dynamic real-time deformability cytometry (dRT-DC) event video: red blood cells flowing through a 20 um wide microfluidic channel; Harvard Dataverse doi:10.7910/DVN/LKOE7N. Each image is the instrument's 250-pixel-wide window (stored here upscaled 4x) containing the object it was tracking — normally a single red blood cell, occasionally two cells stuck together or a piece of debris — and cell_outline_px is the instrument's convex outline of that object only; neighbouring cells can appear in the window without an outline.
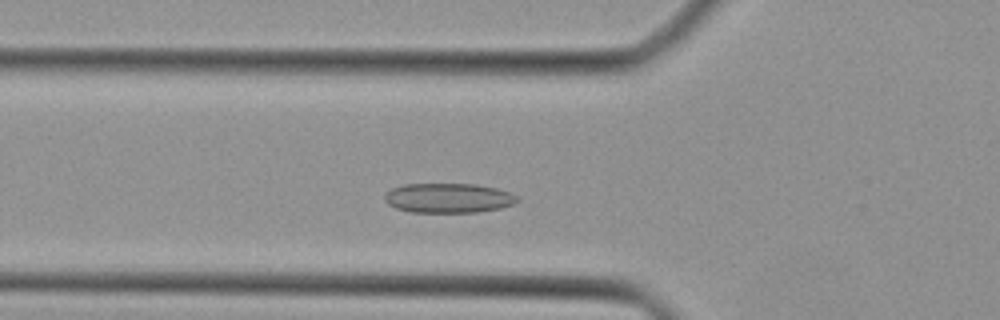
{"species": "Egyptian fruit bat (a non-hibernating species)", "species_latin": "Rousettus aegyptiacus", "temperature_condition": "cold", "stored_images_in_passage": 36, "camera_frame_rate_fps": 3000, "um_per_image_px": 0.085, "animal": {"sex": "female"}, "frame": {"image": 1, "passage_image": 7, "time_ms": 2.0, "image_size_px": [1000, 320], "cell_outline_px": [[520, 200], [512, 204], [500, 208], [476, 212], [412, 212], [396, 208], [388, 204], [384, 200], [384, 196], [392, 188], [404, 184], [476, 184], [496, 188], [512, 192], [520, 196]], "centroid_in_image_um": [38.15, 16.82], "position_along_channel_um": 87.6, "area_um2": 23.0}}
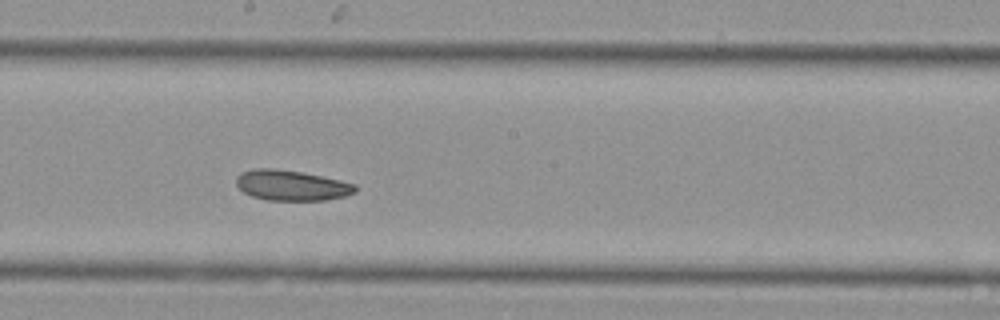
{"frame": {"image": 2, "passage_image": 16, "time_ms": 5.0, "image_size_px": [1000, 320], "cell_outline_px": [[356, 192], [344, 196], [324, 200], [268, 200], [252, 196], [244, 192], [236, 184], [236, 176], [240, 172], [252, 168], [272, 168], [300, 172], [340, 180], [356, 184]], "centroid_in_image_um": [24.75, 15.75], "position_along_channel_um": 223.5, "area_um2": 20.98}}
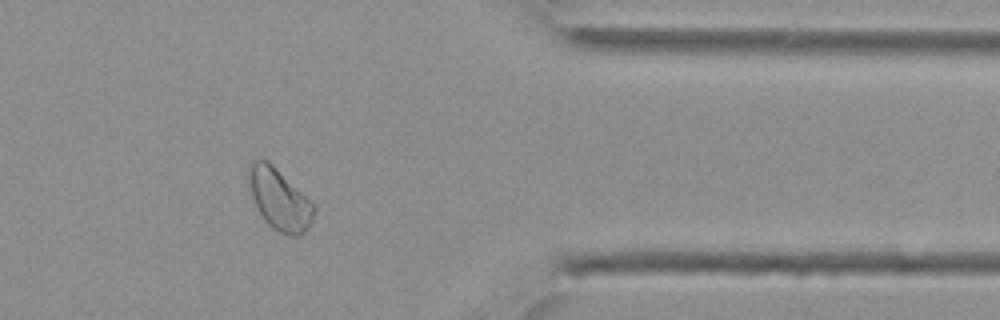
{"frame": {"image": 3, "passage_image": 28, "time_ms": 9.0, "image_size_px": [1000, 320], "cell_outline_px": [[316, 208], [312, 220], [308, 228], [300, 236], [292, 236], [280, 232], [272, 228], [264, 220], [252, 196], [248, 180], [248, 168], [252, 160], [268, 160]], "centroid_in_image_um": [23.73, 16.96], "position_along_channel_um": 387.7, "area_um2": 22.66}}